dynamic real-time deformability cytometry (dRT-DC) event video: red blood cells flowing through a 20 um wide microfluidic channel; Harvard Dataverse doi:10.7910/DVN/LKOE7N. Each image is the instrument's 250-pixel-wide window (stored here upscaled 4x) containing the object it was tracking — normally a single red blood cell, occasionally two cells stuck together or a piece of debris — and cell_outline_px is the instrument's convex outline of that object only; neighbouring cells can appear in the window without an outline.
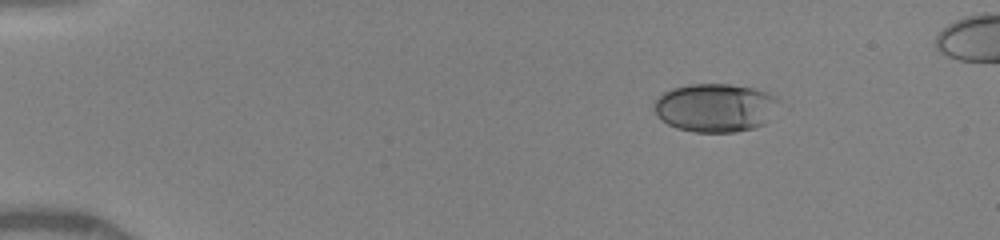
{"species": "human", "species_latin": "Homo sapiens", "temperature_condition": "warm", "stored_images_in_passage": 6, "camera_frame_rate_fps": 3000, "um_per_image_px": 0.085, "donor": {"sex": "female"}, "frame": {"image": 1, "passage_image": 1, "time_ms": 0.0, "image_size_px": [1000, 240], "cell_outline_px": [[780, 104], [764, 124], [752, 128], [736, 132], [696, 132], [676, 128], [668, 124], [656, 112], [652, 104], [664, 92], [672, 88], [688, 84], [728, 84], [752, 88], [776, 96]], "centroid_in_image_um": [60.8, 9.15], "position_along_channel_um": 24.2, "area_um2": 35.03}}